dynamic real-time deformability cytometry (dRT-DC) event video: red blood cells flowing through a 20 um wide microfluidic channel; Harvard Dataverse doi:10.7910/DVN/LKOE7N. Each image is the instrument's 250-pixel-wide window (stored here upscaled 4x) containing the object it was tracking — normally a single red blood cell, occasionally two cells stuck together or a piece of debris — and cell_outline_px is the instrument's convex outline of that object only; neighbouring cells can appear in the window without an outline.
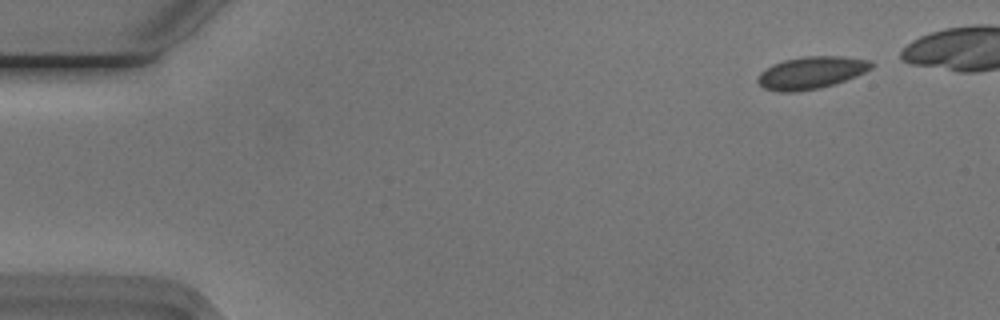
{"species": "Egyptian fruit bat (a non-hibernating species)", "species_latin": "Rousettus aegyptiacus", "temperature_condition": "cold", "stored_images_in_passage": 13, "camera_frame_rate_fps": 3000, "um_per_image_px": 0.085, "animal": {"sex": "male"}, "frame": {"image": 1, "passage_image": 3, "time_ms": 0.667, "image_size_px": [1000, 320], "cell_outline_px": [[876, 64], [872, 68], [856, 76], [820, 88], [796, 92], [776, 92], [764, 88], [756, 80], [760, 72], [772, 64], [784, 60], [804, 56], [840, 56], [872, 60]], "centroid_in_image_um": [68.95, 6.17], "position_along_channel_um": 16.1, "area_um2": 21.5}}